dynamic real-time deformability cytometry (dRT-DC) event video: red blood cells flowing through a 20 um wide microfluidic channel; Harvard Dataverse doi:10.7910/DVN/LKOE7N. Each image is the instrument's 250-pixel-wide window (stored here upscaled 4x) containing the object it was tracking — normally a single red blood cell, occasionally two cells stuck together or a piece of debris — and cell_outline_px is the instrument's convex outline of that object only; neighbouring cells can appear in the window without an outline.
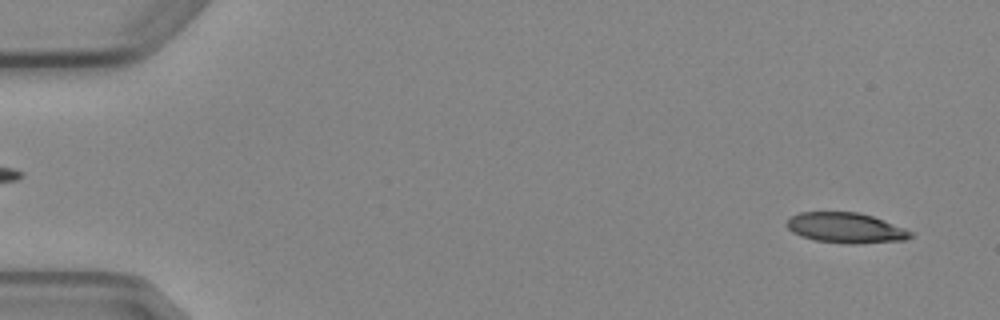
{"species": "Egyptian fruit bat (a non-hibernating species)", "species_latin": "Rousettus aegyptiacus", "temperature_condition": "cold", "stored_images_in_passage": 3, "segment_of_instrument_passage": [2, 2], "camera_frame_rate_fps": 3000, "um_per_image_px": 0.085, "animal": {"sex": "female"}, "frame": {"image": 1, "passage_image": 3, "time_ms": 2.333, "image_size_px": [1000, 320], "cell_outline_px": [[912, 236], [908, 240], [852, 244], [816, 240], [792, 232], [788, 228], [788, 220], [792, 216], [800, 212], [856, 212], [872, 216], [904, 228], [912, 232]], "centroid_in_image_um": [71.92, 19.37], "position_along_channel_um": 13.1, "area_um2": 21.5}}